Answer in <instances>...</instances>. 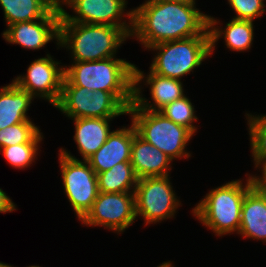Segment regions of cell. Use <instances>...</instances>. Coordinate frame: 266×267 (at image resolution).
<instances>
[{
  "label": "cell",
  "mask_w": 266,
  "mask_h": 267,
  "mask_svg": "<svg viewBox=\"0 0 266 267\" xmlns=\"http://www.w3.org/2000/svg\"><path fill=\"white\" fill-rule=\"evenodd\" d=\"M133 11L131 38L145 50L158 43L200 36L208 28V15L196 4L145 0Z\"/></svg>",
  "instance_id": "1"
},
{
  "label": "cell",
  "mask_w": 266,
  "mask_h": 267,
  "mask_svg": "<svg viewBox=\"0 0 266 267\" xmlns=\"http://www.w3.org/2000/svg\"><path fill=\"white\" fill-rule=\"evenodd\" d=\"M64 76L74 86L112 93L127 109L133 104L134 64L126 59L72 62L64 65Z\"/></svg>",
  "instance_id": "2"
},
{
  "label": "cell",
  "mask_w": 266,
  "mask_h": 267,
  "mask_svg": "<svg viewBox=\"0 0 266 267\" xmlns=\"http://www.w3.org/2000/svg\"><path fill=\"white\" fill-rule=\"evenodd\" d=\"M131 38L123 29L104 24L60 21V40L57 49L70 51L73 62L96 61L117 57L116 53Z\"/></svg>",
  "instance_id": "3"
},
{
  "label": "cell",
  "mask_w": 266,
  "mask_h": 267,
  "mask_svg": "<svg viewBox=\"0 0 266 267\" xmlns=\"http://www.w3.org/2000/svg\"><path fill=\"white\" fill-rule=\"evenodd\" d=\"M245 176L246 179H235L211 189L192 208L193 217L215 236L238 234L242 203L246 192L252 187L249 174Z\"/></svg>",
  "instance_id": "4"
},
{
  "label": "cell",
  "mask_w": 266,
  "mask_h": 267,
  "mask_svg": "<svg viewBox=\"0 0 266 267\" xmlns=\"http://www.w3.org/2000/svg\"><path fill=\"white\" fill-rule=\"evenodd\" d=\"M147 50L156 54L149 67L153 73L182 80L211 57L209 29L200 36L158 43Z\"/></svg>",
  "instance_id": "5"
},
{
  "label": "cell",
  "mask_w": 266,
  "mask_h": 267,
  "mask_svg": "<svg viewBox=\"0 0 266 267\" xmlns=\"http://www.w3.org/2000/svg\"><path fill=\"white\" fill-rule=\"evenodd\" d=\"M128 115L137 134L172 160L192 156L186 146L194 134L186 127L174 123L159 111L142 110L134 103L128 108Z\"/></svg>",
  "instance_id": "6"
},
{
  "label": "cell",
  "mask_w": 266,
  "mask_h": 267,
  "mask_svg": "<svg viewBox=\"0 0 266 267\" xmlns=\"http://www.w3.org/2000/svg\"><path fill=\"white\" fill-rule=\"evenodd\" d=\"M54 107L68 119H115L121 115H128V109L112 93L74 86L65 76L60 100Z\"/></svg>",
  "instance_id": "7"
},
{
  "label": "cell",
  "mask_w": 266,
  "mask_h": 267,
  "mask_svg": "<svg viewBox=\"0 0 266 267\" xmlns=\"http://www.w3.org/2000/svg\"><path fill=\"white\" fill-rule=\"evenodd\" d=\"M58 152L64 193L80 221L99 194L97 174L87 161L80 160L63 147Z\"/></svg>",
  "instance_id": "8"
},
{
  "label": "cell",
  "mask_w": 266,
  "mask_h": 267,
  "mask_svg": "<svg viewBox=\"0 0 266 267\" xmlns=\"http://www.w3.org/2000/svg\"><path fill=\"white\" fill-rule=\"evenodd\" d=\"M170 179V175L138 179L134 192L136 217L141 216L144 225L175 218L177 209L182 206Z\"/></svg>",
  "instance_id": "9"
},
{
  "label": "cell",
  "mask_w": 266,
  "mask_h": 267,
  "mask_svg": "<svg viewBox=\"0 0 266 267\" xmlns=\"http://www.w3.org/2000/svg\"><path fill=\"white\" fill-rule=\"evenodd\" d=\"M127 3V0H58L61 15L68 22L116 26L131 37L134 11L133 8L126 10ZM64 5L73 10L74 15H70Z\"/></svg>",
  "instance_id": "10"
},
{
  "label": "cell",
  "mask_w": 266,
  "mask_h": 267,
  "mask_svg": "<svg viewBox=\"0 0 266 267\" xmlns=\"http://www.w3.org/2000/svg\"><path fill=\"white\" fill-rule=\"evenodd\" d=\"M136 219L134 192H99L91 209L80 220V223L87 227L101 226L119 235Z\"/></svg>",
  "instance_id": "11"
},
{
  "label": "cell",
  "mask_w": 266,
  "mask_h": 267,
  "mask_svg": "<svg viewBox=\"0 0 266 267\" xmlns=\"http://www.w3.org/2000/svg\"><path fill=\"white\" fill-rule=\"evenodd\" d=\"M53 57L47 53L45 57L34 59L28 66L27 73L17 75L12 81L34 98L47 100L55 106L62 92L64 65H60L62 63Z\"/></svg>",
  "instance_id": "12"
},
{
  "label": "cell",
  "mask_w": 266,
  "mask_h": 267,
  "mask_svg": "<svg viewBox=\"0 0 266 267\" xmlns=\"http://www.w3.org/2000/svg\"><path fill=\"white\" fill-rule=\"evenodd\" d=\"M61 17L57 4L42 19L9 25L1 35L6 43L16 44L24 49L39 50L53 40L59 47Z\"/></svg>",
  "instance_id": "13"
},
{
  "label": "cell",
  "mask_w": 266,
  "mask_h": 267,
  "mask_svg": "<svg viewBox=\"0 0 266 267\" xmlns=\"http://www.w3.org/2000/svg\"><path fill=\"white\" fill-rule=\"evenodd\" d=\"M134 64V95L133 103L142 110L159 111L165 105L185 95L183 81L159 76L149 69L146 75L144 71ZM143 82V83H142ZM145 83V84H144ZM149 87L151 100L142 94V85Z\"/></svg>",
  "instance_id": "14"
},
{
  "label": "cell",
  "mask_w": 266,
  "mask_h": 267,
  "mask_svg": "<svg viewBox=\"0 0 266 267\" xmlns=\"http://www.w3.org/2000/svg\"><path fill=\"white\" fill-rule=\"evenodd\" d=\"M134 124L112 130L106 142L86 161L97 173L110 170L120 162H130L131 146L136 134Z\"/></svg>",
  "instance_id": "15"
},
{
  "label": "cell",
  "mask_w": 266,
  "mask_h": 267,
  "mask_svg": "<svg viewBox=\"0 0 266 267\" xmlns=\"http://www.w3.org/2000/svg\"><path fill=\"white\" fill-rule=\"evenodd\" d=\"M173 160L161 150L142 139L137 133L133 137L130 163L138 179L169 176Z\"/></svg>",
  "instance_id": "16"
},
{
  "label": "cell",
  "mask_w": 266,
  "mask_h": 267,
  "mask_svg": "<svg viewBox=\"0 0 266 267\" xmlns=\"http://www.w3.org/2000/svg\"><path fill=\"white\" fill-rule=\"evenodd\" d=\"M221 22L219 19L208 15V29L211 41V56L215 50L220 38L225 41V46L233 52H244L251 49L254 42L253 21L231 19L225 24V27L218 26Z\"/></svg>",
  "instance_id": "17"
},
{
  "label": "cell",
  "mask_w": 266,
  "mask_h": 267,
  "mask_svg": "<svg viewBox=\"0 0 266 267\" xmlns=\"http://www.w3.org/2000/svg\"><path fill=\"white\" fill-rule=\"evenodd\" d=\"M238 234L241 238L266 243V192L258 191L253 186L246 192Z\"/></svg>",
  "instance_id": "18"
},
{
  "label": "cell",
  "mask_w": 266,
  "mask_h": 267,
  "mask_svg": "<svg viewBox=\"0 0 266 267\" xmlns=\"http://www.w3.org/2000/svg\"><path fill=\"white\" fill-rule=\"evenodd\" d=\"M74 123L73 140L76 143L81 160H87L92 156L107 140L112 132L110 121L107 118H75L70 119Z\"/></svg>",
  "instance_id": "19"
},
{
  "label": "cell",
  "mask_w": 266,
  "mask_h": 267,
  "mask_svg": "<svg viewBox=\"0 0 266 267\" xmlns=\"http://www.w3.org/2000/svg\"><path fill=\"white\" fill-rule=\"evenodd\" d=\"M34 99L29 92L19 88L13 81L0 87V130L31 120L27 112Z\"/></svg>",
  "instance_id": "20"
},
{
  "label": "cell",
  "mask_w": 266,
  "mask_h": 267,
  "mask_svg": "<svg viewBox=\"0 0 266 267\" xmlns=\"http://www.w3.org/2000/svg\"><path fill=\"white\" fill-rule=\"evenodd\" d=\"M57 4L58 0H0L6 27L19 22L40 20Z\"/></svg>",
  "instance_id": "21"
},
{
  "label": "cell",
  "mask_w": 266,
  "mask_h": 267,
  "mask_svg": "<svg viewBox=\"0 0 266 267\" xmlns=\"http://www.w3.org/2000/svg\"><path fill=\"white\" fill-rule=\"evenodd\" d=\"M98 190L103 193L135 192L138 178L130 162H120L97 173Z\"/></svg>",
  "instance_id": "22"
},
{
  "label": "cell",
  "mask_w": 266,
  "mask_h": 267,
  "mask_svg": "<svg viewBox=\"0 0 266 267\" xmlns=\"http://www.w3.org/2000/svg\"><path fill=\"white\" fill-rule=\"evenodd\" d=\"M39 128L32 120H27L0 130V149L21 143L42 144L44 136Z\"/></svg>",
  "instance_id": "23"
},
{
  "label": "cell",
  "mask_w": 266,
  "mask_h": 267,
  "mask_svg": "<svg viewBox=\"0 0 266 267\" xmlns=\"http://www.w3.org/2000/svg\"><path fill=\"white\" fill-rule=\"evenodd\" d=\"M194 107L186 94L172 103L165 105L159 112L174 123L186 127L195 135L198 127L194 125V122H197L198 117L195 115L196 111Z\"/></svg>",
  "instance_id": "24"
},
{
  "label": "cell",
  "mask_w": 266,
  "mask_h": 267,
  "mask_svg": "<svg viewBox=\"0 0 266 267\" xmlns=\"http://www.w3.org/2000/svg\"><path fill=\"white\" fill-rule=\"evenodd\" d=\"M253 161H266V115L245 114Z\"/></svg>",
  "instance_id": "25"
},
{
  "label": "cell",
  "mask_w": 266,
  "mask_h": 267,
  "mask_svg": "<svg viewBox=\"0 0 266 267\" xmlns=\"http://www.w3.org/2000/svg\"><path fill=\"white\" fill-rule=\"evenodd\" d=\"M40 147V143H21L1 148L0 153L10 166L22 170L36 162Z\"/></svg>",
  "instance_id": "26"
},
{
  "label": "cell",
  "mask_w": 266,
  "mask_h": 267,
  "mask_svg": "<svg viewBox=\"0 0 266 267\" xmlns=\"http://www.w3.org/2000/svg\"><path fill=\"white\" fill-rule=\"evenodd\" d=\"M265 0H227L232 11L235 12L233 19L253 21L261 19L266 12Z\"/></svg>",
  "instance_id": "27"
},
{
  "label": "cell",
  "mask_w": 266,
  "mask_h": 267,
  "mask_svg": "<svg viewBox=\"0 0 266 267\" xmlns=\"http://www.w3.org/2000/svg\"><path fill=\"white\" fill-rule=\"evenodd\" d=\"M254 165V168L256 170L259 169V172L261 173V175H257V174H250L249 173V177L251 179L252 182V186L261 192H266V161H252Z\"/></svg>",
  "instance_id": "28"
},
{
  "label": "cell",
  "mask_w": 266,
  "mask_h": 267,
  "mask_svg": "<svg viewBox=\"0 0 266 267\" xmlns=\"http://www.w3.org/2000/svg\"><path fill=\"white\" fill-rule=\"evenodd\" d=\"M16 207L12 199L0 188V213H11L17 210Z\"/></svg>",
  "instance_id": "29"
},
{
  "label": "cell",
  "mask_w": 266,
  "mask_h": 267,
  "mask_svg": "<svg viewBox=\"0 0 266 267\" xmlns=\"http://www.w3.org/2000/svg\"><path fill=\"white\" fill-rule=\"evenodd\" d=\"M158 1H174V2L196 4V0H158Z\"/></svg>",
  "instance_id": "30"
},
{
  "label": "cell",
  "mask_w": 266,
  "mask_h": 267,
  "mask_svg": "<svg viewBox=\"0 0 266 267\" xmlns=\"http://www.w3.org/2000/svg\"><path fill=\"white\" fill-rule=\"evenodd\" d=\"M157 267H174V265L172 264V262L169 260V261H165L163 262L162 264H159V266Z\"/></svg>",
  "instance_id": "31"
},
{
  "label": "cell",
  "mask_w": 266,
  "mask_h": 267,
  "mask_svg": "<svg viewBox=\"0 0 266 267\" xmlns=\"http://www.w3.org/2000/svg\"><path fill=\"white\" fill-rule=\"evenodd\" d=\"M0 267H14V266L0 261Z\"/></svg>",
  "instance_id": "32"
},
{
  "label": "cell",
  "mask_w": 266,
  "mask_h": 267,
  "mask_svg": "<svg viewBox=\"0 0 266 267\" xmlns=\"http://www.w3.org/2000/svg\"><path fill=\"white\" fill-rule=\"evenodd\" d=\"M27 267H41V266H38V265H31V266H27Z\"/></svg>",
  "instance_id": "33"
}]
</instances>
